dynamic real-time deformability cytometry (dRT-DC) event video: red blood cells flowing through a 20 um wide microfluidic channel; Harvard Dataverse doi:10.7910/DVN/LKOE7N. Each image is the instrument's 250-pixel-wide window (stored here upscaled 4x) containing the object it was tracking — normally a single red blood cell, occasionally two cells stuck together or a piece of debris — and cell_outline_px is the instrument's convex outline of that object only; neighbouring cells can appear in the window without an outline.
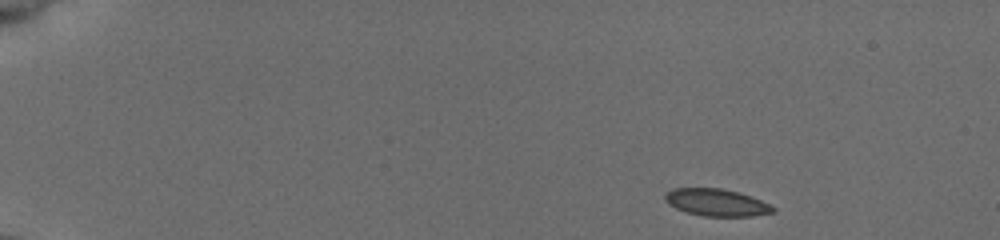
{"species": "common noctule bat (a hibernating species)", "species_latin": "Nyctalus noctula", "temperature_condition": "cold", "stored_images_in_passage": 47, "camera_frame_rate_fps": 3000, "um_per_image_px": 0.085, "animal": {"sex": "female", "body_mass_g": 19.5, "forearm_length_mm": 54.1}, "frame": {"image": 1, "passage_image": 1, "time_ms": 0.0, "image_size_px": [1000, 240], "cell_outline_px": [[776, 212], [752, 216], [704, 216], [688, 212], [676, 208], [668, 204], [664, 200], [664, 196], [672, 188], [724, 188], [740, 192], [752, 196], [776, 208]], "centroid_in_image_um": [60.92, 17.2], "position_along_channel_um": 24.1, "area_um2": 17.17}}
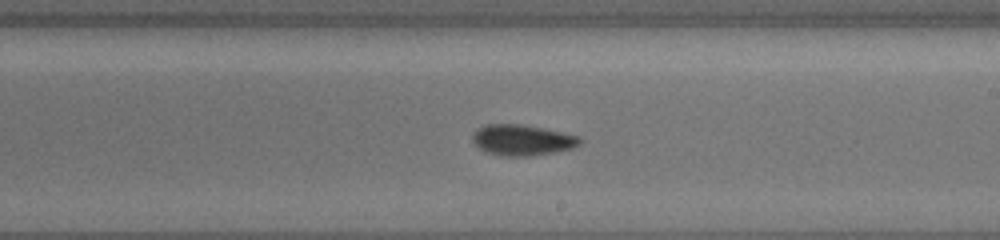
{"frame": {"image": 2, "passage_image": 27, "time_ms": 8.667, "image_size_px": [1000, 240], "cell_outline_px": [[580, 144], [572, 148], [552, 152], [528, 156], [500, 156], [488, 152], [480, 148], [472, 140], [472, 132], [476, 128], [484, 124], [524, 124], [544, 128], [580, 136]], "centroid_in_image_um": [44.35, 11.88], "position_along_channel_um": 244.7, "area_um2": 19.31}}
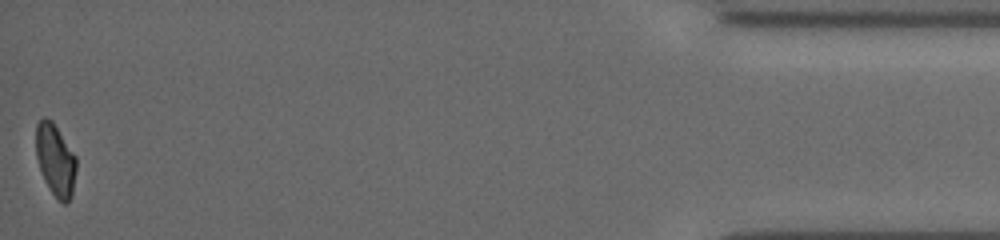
{"frame": {"image": 3, "passage_image": 47, "time_ms": 15.333, "image_size_px": [1000, 240], "cell_outline_px": [[76, 168], [72, 196], [68, 204], [64, 204], [56, 200], [44, 180], [36, 156], [36, 124], [44, 116], [52, 120], [76, 156]], "centroid_in_image_um": [4.72, 13.63], "position_along_channel_um": 430.5, "area_um2": 17.11}, "authors_computed_cell_mechanics": {"area_um2": 18.1492, "velocity_mm_per_s": 3.9256, "shape_relaxation_time_tau1_ms": 5.1729, "shape_relaxation_time_tau2_ms": 2.7619, "deformation_change_tau1": 0.0979, "deformation_change_tau2": 0.0679}}